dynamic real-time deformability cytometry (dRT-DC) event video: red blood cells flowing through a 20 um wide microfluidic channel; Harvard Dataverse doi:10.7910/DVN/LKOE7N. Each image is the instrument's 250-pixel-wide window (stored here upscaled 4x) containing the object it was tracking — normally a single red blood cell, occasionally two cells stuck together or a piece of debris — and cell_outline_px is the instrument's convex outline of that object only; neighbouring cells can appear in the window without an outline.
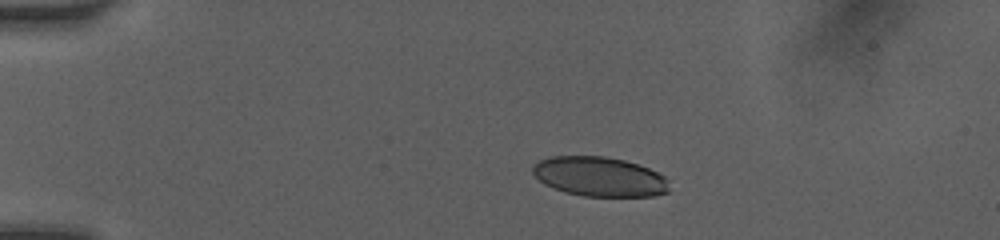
{"species": "human", "species_latin": "Homo sapiens", "temperature_condition": "room temperature", "stored_images_in_passage": 9, "camera_frame_rate_fps": 3000, "um_per_image_px": 0.085, "donor": {"sex": "female"}, "frame": {"image": 1, "passage_image": 3, "time_ms": 1.667, "image_size_px": [1000, 240], "cell_outline_px": [[668, 192], [652, 196], [584, 196], [564, 192], [544, 184], [532, 172], [532, 168], [540, 160], [548, 156], [604, 156], [624, 160], [648, 168], [664, 176], [668, 180]], "centroid_in_image_um": [50.94, 15.01], "position_along_channel_um": 34.1, "area_um2": 31.33}}
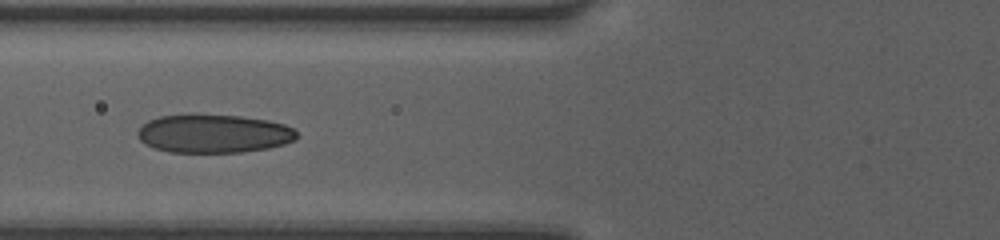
{"frame": {"image": 2, "passage_image": 7, "time_ms": 5.0, "image_size_px": [1000, 240], "cell_outline_px": [[300, 136], [296, 140], [284, 144], [268, 148], [240, 152], [168, 152], [144, 144], [136, 136], [136, 132], [148, 120], [160, 116], [192, 112], [196, 112], [240, 116], [268, 120], [284, 124], [296, 128]], "centroid_in_image_um": [18.17, 11.32], "position_along_channel_um": 107.6, "area_um2": 36.65}}
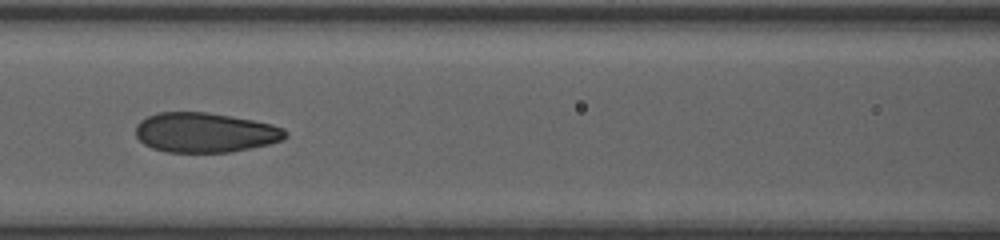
{"frame": {"image": 3, "passage_image": 8, "time_ms": 6.0, "image_size_px": [1000, 240], "cell_outline_px": [[288, 136], [280, 140], [268, 144], [252, 148], [228, 152], [164, 152], [152, 148], [144, 144], [136, 136], [136, 124], [140, 120], [156, 112], [208, 112], [232, 116], [272, 124], [284, 128], [288, 132]], "centroid_in_image_um": [17.42, 11.26], "position_along_channel_um": 149.2, "area_um2": 34.85}}